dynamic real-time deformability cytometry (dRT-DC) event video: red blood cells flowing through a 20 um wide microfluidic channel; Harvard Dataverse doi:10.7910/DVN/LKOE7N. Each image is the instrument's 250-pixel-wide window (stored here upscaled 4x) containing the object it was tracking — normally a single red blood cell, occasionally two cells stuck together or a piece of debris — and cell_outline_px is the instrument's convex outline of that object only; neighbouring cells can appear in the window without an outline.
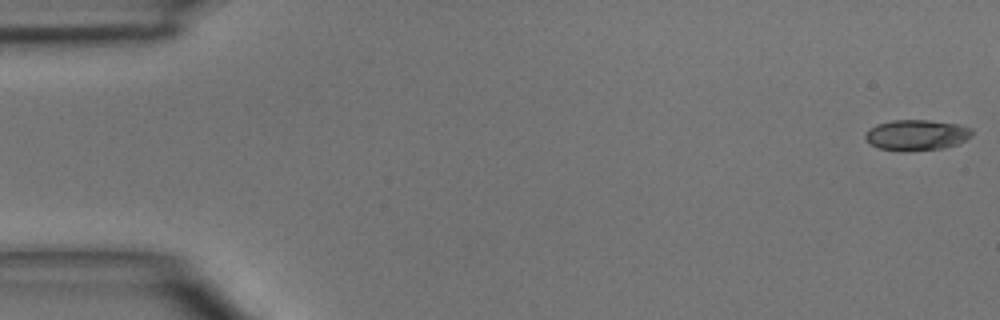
{"species": "common noctule bat (a hibernating species)", "species_latin": "Nyctalus noctula", "temperature_condition": "room temperature", "stored_images_in_passage": 5, "segment_of_instrument_passage": [2, 2], "camera_frame_rate_fps": 3000, "um_per_image_px": 0.085, "animal": {"sex": "male", "body_mass_g": 15.6}, "frame": {"image": 1, "passage_image": 5, "time_ms": 4.667, "image_size_px": [1000, 320], "cell_outline_px": [[972, 136], [956, 144], [944, 148], [880, 148], [872, 144], [864, 136], [868, 128], [876, 124], [892, 120], [928, 120], [956, 124], [972, 128]], "centroid_in_image_um": [77.92, 11.41], "position_along_channel_um": 7.1, "area_um2": 18.15}}